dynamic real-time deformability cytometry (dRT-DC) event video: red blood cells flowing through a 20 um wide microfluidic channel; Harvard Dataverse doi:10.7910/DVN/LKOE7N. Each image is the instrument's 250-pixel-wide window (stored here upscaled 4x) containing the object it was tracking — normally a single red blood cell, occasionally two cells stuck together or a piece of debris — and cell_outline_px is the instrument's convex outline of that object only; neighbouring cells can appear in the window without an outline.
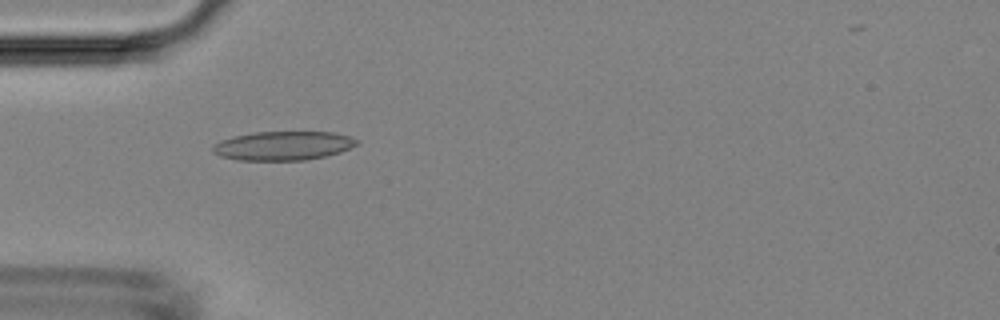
{"species": "Egyptian fruit bat (a non-hibernating species)", "species_latin": "Rousettus aegyptiacus", "temperature_condition": "room temperature", "stored_images_in_passage": 6, "camera_frame_rate_fps": 3000, "um_per_image_px": 0.085, "animal": {"sex": "female"}, "frame": {"image": 1, "passage_image": 4, "time_ms": 4.333, "image_size_px": [1000, 320], "cell_outline_px": [[360, 144], [340, 152], [324, 156], [304, 160], [236, 160], [220, 156], [212, 152], [212, 148], [220, 140], [232, 136], [256, 132], [332, 132], [348, 136], [360, 140]], "centroid_in_image_um": [24.07, 12.38], "position_along_channel_um": 60.9, "area_um2": 24.33}}